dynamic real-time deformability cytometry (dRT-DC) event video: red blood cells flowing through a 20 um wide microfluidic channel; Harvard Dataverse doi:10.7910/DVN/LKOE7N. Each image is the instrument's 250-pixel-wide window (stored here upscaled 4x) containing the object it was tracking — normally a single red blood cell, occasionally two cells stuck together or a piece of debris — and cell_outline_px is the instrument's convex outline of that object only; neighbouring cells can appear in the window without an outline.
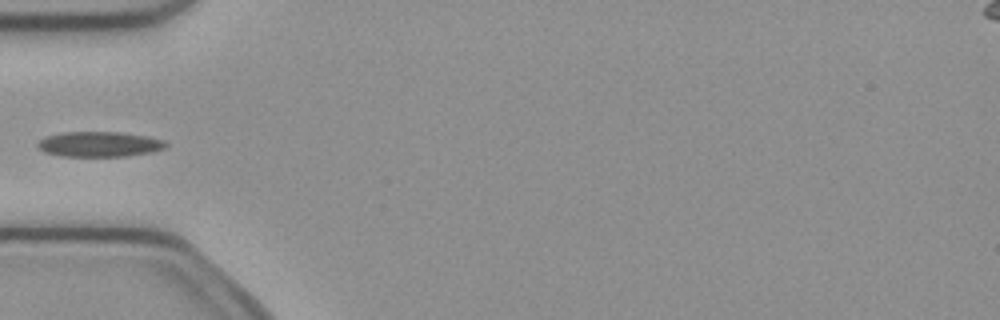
{"species": "common noctule bat (a hibernating species)", "species_latin": "Nyctalus noctula", "temperature_condition": "cold", "stored_images_in_passage": 5, "camera_frame_rate_fps": 3000, "um_per_image_px": 0.085, "animal": {"sex": "female", "body_mass_g": 21.9}, "frame": {"image": 1, "passage_image": 5, "time_ms": 1.333, "image_size_px": [1000, 320], "cell_outline_px": [[168, 144], [164, 148], [152, 152], [128, 156], [60, 156], [44, 152], [36, 148], [36, 144], [44, 136], [60, 132], [116, 132], [148, 136], [164, 140]], "centroid_in_image_um": [8.4, 12.25], "position_along_channel_um": 76.6, "area_um2": 19.02}}